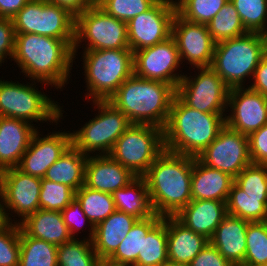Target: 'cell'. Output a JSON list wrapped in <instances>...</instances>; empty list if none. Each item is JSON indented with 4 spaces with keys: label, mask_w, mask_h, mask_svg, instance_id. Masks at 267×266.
I'll list each match as a JSON object with an SVG mask.
<instances>
[{
    "label": "cell",
    "mask_w": 267,
    "mask_h": 266,
    "mask_svg": "<svg viewBox=\"0 0 267 266\" xmlns=\"http://www.w3.org/2000/svg\"><path fill=\"white\" fill-rule=\"evenodd\" d=\"M87 158V155L71 144L60 158L47 169L43 178L67 185L76 192L84 185Z\"/></svg>",
    "instance_id": "obj_28"
},
{
    "label": "cell",
    "mask_w": 267,
    "mask_h": 266,
    "mask_svg": "<svg viewBox=\"0 0 267 266\" xmlns=\"http://www.w3.org/2000/svg\"><path fill=\"white\" fill-rule=\"evenodd\" d=\"M158 0H96V5L106 14L128 22L149 10Z\"/></svg>",
    "instance_id": "obj_42"
},
{
    "label": "cell",
    "mask_w": 267,
    "mask_h": 266,
    "mask_svg": "<svg viewBox=\"0 0 267 266\" xmlns=\"http://www.w3.org/2000/svg\"><path fill=\"white\" fill-rule=\"evenodd\" d=\"M196 158L202 164L235 178L252 163L248 136L225 125L217 138Z\"/></svg>",
    "instance_id": "obj_14"
},
{
    "label": "cell",
    "mask_w": 267,
    "mask_h": 266,
    "mask_svg": "<svg viewBox=\"0 0 267 266\" xmlns=\"http://www.w3.org/2000/svg\"><path fill=\"white\" fill-rule=\"evenodd\" d=\"M234 182L249 197L267 199V165L251 163L234 178Z\"/></svg>",
    "instance_id": "obj_40"
},
{
    "label": "cell",
    "mask_w": 267,
    "mask_h": 266,
    "mask_svg": "<svg viewBox=\"0 0 267 266\" xmlns=\"http://www.w3.org/2000/svg\"><path fill=\"white\" fill-rule=\"evenodd\" d=\"M75 197L82 205V210L95 227L114 211H116L113 196L83 185L75 192Z\"/></svg>",
    "instance_id": "obj_34"
},
{
    "label": "cell",
    "mask_w": 267,
    "mask_h": 266,
    "mask_svg": "<svg viewBox=\"0 0 267 266\" xmlns=\"http://www.w3.org/2000/svg\"><path fill=\"white\" fill-rule=\"evenodd\" d=\"M162 218L154 214L145 219H138L116 251L104 262L109 266H133L138 254H142L143 237Z\"/></svg>",
    "instance_id": "obj_29"
},
{
    "label": "cell",
    "mask_w": 267,
    "mask_h": 266,
    "mask_svg": "<svg viewBox=\"0 0 267 266\" xmlns=\"http://www.w3.org/2000/svg\"><path fill=\"white\" fill-rule=\"evenodd\" d=\"M30 0H0V17L12 19Z\"/></svg>",
    "instance_id": "obj_50"
},
{
    "label": "cell",
    "mask_w": 267,
    "mask_h": 266,
    "mask_svg": "<svg viewBox=\"0 0 267 266\" xmlns=\"http://www.w3.org/2000/svg\"><path fill=\"white\" fill-rule=\"evenodd\" d=\"M27 121L0 116V169L18 167L37 127Z\"/></svg>",
    "instance_id": "obj_21"
},
{
    "label": "cell",
    "mask_w": 267,
    "mask_h": 266,
    "mask_svg": "<svg viewBox=\"0 0 267 266\" xmlns=\"http://www.w3.org/2000/svg\"><path fill=\"white\" fill-rule=\"evenodd\" d=\"M183 62L180 60L176 42L172 36L165 41L133 52L134 75L143 79L158 80L175 89L182 74L174 73Z\"/></svg>",
    "instance_id": "obj_16"
},
{
    "label": "cell",
    "mask_w": 267,
    "mask_h": 266,
    "mask_svg": "<svg viewBox=\"0 0 267 266\" xmlns=\"http://www.w3.org/2000/svg\"><path fill=\"white\" fill-rule=\"evenodd\" d=\"M231 113L226 115V125L241 134L249 135L267 124V96L249 87L232 88L228 95Z\"/></svg>",
    "instance_id": "obj_18"
},
{
    "label": "cell",
    "mask_w": 267,
    "mask_h": 266,
    "mask_svg": "<svg viewBox=\"0 0 267 266\" xmlns=\"http://www.w3.org/2000/svg\"><path fill=\"white\" fill-rule=\"evenodd\" d=\"M229 0H175L176 13L192 23L208 25Z\"/></svg>",
    "instance_id": "obj_38"
},
{
    "label": "cell",
    "mask_w": 267,
    "mask_h": 266,
    "mask_svg": "<svg viewBox=\"0 0 267 266\" xmlns=\"http://www.w3.org/2000/svg\"><path fill=\"white\" fill-rule=\"evenodd\" d=\"M247 32L267 35V0H230Z\"/></svg>",
    "instance_id": "obj_39"
},
{
    "label": "cell",
    "mask_w": 267,
    "mask_h": 266,
    "mask_svg": "<svg viewBox=\"0 0 267 266\" xmlns=\"http://www.w3.org/2000/svg\"><path fill=\"white\" fill-rule=\"evenodd\" d=\"M13 221L0 226V266H19L20 225Z\"/></svg>",
    "instance_id": "obj_43"
},
{
    "label": "cell",
    "mask_w": 267,
    "mask_h": 266,
    "mask_svg": "<svg viewBox=\"0 0 267 266\" xmlns=\"http://www.w3.org/2000/svg\"><path fill=\"white\" fill-rule=\"evenodd\" d=\"M193 157L164 150L142 176L155 214L175 216L191 200Z\"/></svg>",
    "instance_id": "obj_2"
},
{
    "label": "cell",
    "mask_w": 267,
    "mask_h": 266,
    "mask_svg": "<svg viewBox=\"0 0 267 266\" xmlns=\"http://www.w3.org/2000/svg\"><path fill=\"white\" fill-rule=\"evenodd\" d=\"M57 249L52 243L29 237L20 228L19 266H58Z\"/></svg>",
    "instance_id": "obj_33"
},
{
    "label": "cell",
    "mask_w": 267,
    "mask_h": 266,
    "mask_svg": "<svg viewBox=\"0 0 267 266\" xmlns=\"http://www.w3.org/2000/svg\"><path fill=\"white\" fill-rule=\"evenodd\" d=\"M267 52V35L247 32L217 42L211 68L230 88L243 87L246 77L254 75L260 59Z\"/></svg>",
    "instance_id": "obj_5"
},
{
    "label": "cell",
    "mask_w": 267,
    "mask_h": 266,
    "mask_svg": "<svg viewBox=\"0 0 267 266\" xmlns=\"http://www.w3.org/2000/svg\"><path fill=\"white\" fill-rule=\"evenodd\" d=\"M225 113L200 112L175 95L163 129L165 149L196 158L226 125Z\"/></svg>",
    "instance_id": "obj_3"
},
{
    "label": "cell",
    "mask_w": 267,
    "mask_h": 266,
    "mask_svg": "<svg viewBox=\"0 0 267 266\" xmlns=\"http://www.w3.org/2000/svg\"><path fill=\"white\" fill-rule=\"evenodd\" d=\"M75 198V191L64 184L41 178L39 208L43 210L62 211Z\"/></svg>",
    "instance_id": "obj_41"
},
{
    "label": "cell",
    "mask_w": 267,
    "mask_h": 266,
    "mask_svg": "<svg viewBox=\"0 0 267 266\" xmlns=\"http://www.w3.org/2000/svg\"><path fill=\"white\" fill-rule=\"evenodd\" d=\"M209 243V239L186 228L174 216H167L168 260L190 264L195 256Z\"/></svg>",
    "instance_id": "obj_26"
},
{
    "label": "cell",
    "mask_w": 267,
    "mask_h": 266,
    "mask_svg": "<svg viewBox=\"0 0 267 266\" xmlns=\"http://www.w3.org/2000/svg\"><path fill=\"white\" fill-rule=\"evenodd\" d=\"M1 175H2V170L0 169V193H1Z\"/></svg>",
    "instance_id": "obj_53"
},
{
    "label": "cell",
    "mask_w": 267,
    "mask_h": 266,
    "mask_svg": "<svg viewBox=\"0 0 267 266\" xmlns=\"http://www.w3.org/2000/svg\"><path fill=\"white\" fill-rule=\"evenodd\" d=\"M209 33L217 43L247 33L239 14L229 0L207 25Z\"/></svg>",
    "instance_id": "obj_36"
},
{
    "label": "cell",
    "mask_w": 267,
    "mask_h": 266,
    "mask_svg": "<svg viewBox=\"0 0 267 266\" xmlns=\"http://www.w3.org/2000/svg\"><path fill=\"white\" fill-rule=\"evenodd\" d=\"M136 176L109 155H89L85 165L84 185L113 194L127 186Z\"/></svg>",
    "instance_id": "obj_20"
},
{
    "label": "cell",
    "mask_w": 267,
    "mask_h": 266,
    "mask_svg": "<svg viewBox=\"0 0 267 266\" xmlns=\"http://www.w3.org/2000/svg\"><path fill=\"white\" fill-rule=\"evenodd\" d=\"M190 266H234L209 242L190 262Z\"/></svg>",
    "instance_id": "obj_47"
},
{
    "label": "cell",
    "mask_w": 267,
    "mask_h": 266,
    "mask_svg": "<svg viewBox=\"0 0 267 266\" xmlns=\"http://www.w3.org/2000/svg\"><path fill=\"white\" fill-rule=\"evenodd\" d=\"M82 55L87 83L85 97L88 100H109L124 81L134 74L133 51L130 48L84 50Z\"/></svg>",
    "instance_id": "obj_6"
},
{
    "label": "cell",
    "mask_w": 267,
    "mask_h": 266,
    "mask_svg": "<svg viewBox=\"0 0 267 266\" xmlns=\"http://www.w3.org/2000/svg\"><path fill=\"white\" fill-rule=\"evenodd\" d=\"M5 223V219L2 212V202H1V193H0V226Z\"/></svg>",
    "instance_id": "obj_51"
},
{
    "label": "cell",
    "mask_w": 267,
    "mask_h": 266,
    "mask_svg": "<svg viewBox=\"0 0 267 266\" xmlns=\"http://www.w3.org/2000/svg\"><path fill=\"white\" fill-rule=\"evenodd\" d=\"M19 225L29 237L42 239L56 246L73 239L63 221L61 211L38 209Z\"/></svg>",
    "instance_id": "obj_27"
},
{
    "label": "cell",
    "mask_w": 267,
    "mask_h": 266,
    "mask_svg": "<svg viewBox=\"0 0 267 266\" xmlns=\"http://www.w3.org/2000/svg\"><path fill=\"white\" fill-rule=\"evenodd\" d=\"M41 178L23 173L16 168L2 171L1 202L6 223H12L10 209L20 218L18 224L39 208ZM7 210V211H6ZM11 220V221H10Z\"/></svg>",
    "instance_id": "obj_15"
},
{
    "label": "cell",
    "mask_w": 267,
    "mask_h": 266,
    "mask_svg": "<svg viewBox=\"0 0 267 266\" xmlns=\"http://www.w3.org/2000/svg\"><path fill=\"white\" fill-rule=\"evenodd\" d=\"M15 31L11 19L0 17V66L5 58H13Z\"/></svg>",
    "instance_id": "obj_46"
},
{
    "label": "cell",
    "mask_w": 267,
    "mask_h": 266,
    "mask_svg": "<svg viewBox=\"0 0 267 266\" xmlns=\"http://www.w3.org/2000/svg\"><path fill=\"white\" fill-rule=\"evenodd\" d=\"M83 41H88L84 50L127 49V22L106 14L95 4L76 18L74 58Z\"/></svg>",
    "instance_id": "obj_10"
},
{
    "label": "cell",
    "mask_w": 267,
    "mask_h": 266,
    "mask_svg": "<svg viewBox=\"0 0 267 266\" xmlns=\"http://www.w3.org/2000/svg\"><path fill=\"white\" fill-rule=\"evenodd\" d=\"M137 220L132 215L116 210L94 227L92 245L102 262L116 251Z\"/></svg>",
    "instance_id": "obj_24"
},
{
    "label": "cell",
    "mask_w": 267,
    "mask_h": 266,
    "mask_svg": "<svg viewBox=\"0 0 267 266\" xmlns=\"http://www.w3.org/2000/svg\"><path fill=\"white\" fill-rule=\"evenodd\" d=\"M174 0H158L149 10L127 22L129 48L135 52L165 41L171 36Z\"/></svg>",
    "instance_id": "obj_13"
},
{
    "label": "cell",
    "mask_w": 267,
    "mask_h": 266,
    "mask_svg": "<svg viewBox=\"0 0 267 266\" xmlns=\"http://www.w3.org/2000/svg\"><path fill=\"white\" fill-rule=\"evenodd\" d=\"M33 85V82L29 85L0 79V116L24 120L30 124L33 121H50L57 125L59 119H63L64 110Z\"/></svg>",
    "instance_id": "obj_8"
},
{
    "label": "cell",
    "mask_w": 267,
    "mask_h": 266,
    "mask_svg": "<svg viewBox=\"0 0 267 266\" xmlns=\"http://www.w3.org/2000/svg\"><path fill=\"white\" fill-rule=\"evenodd\" d=\"M248 145L251 162L267 165V124L248 135Z\"/></svg>",
    "instance_id": "obj_45"
},
{
    "label": "cell",
    "mask_w": 267,
    "mask_h": 266,
    "mask_svg": "<svg viewBox=\"0 0 267 266\" xmlns=\"http://www.w3.org/2000/svg\"><path fill=\"white\" fill-rule=\"evenodd\" d=\"M227 214L248 222L267 221V199L249 197L235 182L226 201Z\"/></svg>",
    "instance_id": "obj_32"
},
{
    "label": "cell",
    "mask_w": 267,
    "mask_h": 266,
    "mask_svg": "<svg viewBox=\"0 0 267 266\" xmlns=\"http://www.w3.org/2000/svg\"><path fill=\"white\" fill-rule=\"evenodd\" d=\"M168 261L167 216H164L143 237L142 254H138L133 266H164Z\"/></svg>",
    "instance_id": "obj_31"
},
{
    "label": "cell",
    "mask_w": 267,
    "mask_h": 266,
    "mask_svg": "<svg viewBox=\"0 0 267 266\" xmlns=\"http://www.w3.org/2000/svg\"><path fill=\"white\" fill-rule=\"evenodd\" d=\"M248 221L227 215L209 242L234 266H243Z\"/></svg>",
    "instance_id": "obj_23"
},
{
    "label": "cell",
    "mask_w": 267,
    "mask_h": 266,
    "mask_svg": "<svg viewBox=\"0 0 267 266\" xmlns=\"http://www.w3.org/2000/svg\"><path fill=\"white\" fill-rule=\"evenodd\" d=\"M164 266H190L189 264H180V263H175L168 261Z\"/></svg>",
    "instance_id": "obj_52"
},
{
    "label": "cell",
    "mask_w": 267,
    "mask_h": 266,
    "mask_svg": "<svg viewBox=\"0 0 267 266\" xmlns=\"http://www.w3.org/2000/svg\"><path fill=\"white\" fill-rule=\"evenodd\" d=\"M11 20L15 33L75 39L76 18L46 0H30Z\"/></svg>",
    "instance_id": "obj_11"
},
{
    "label": "cell",
    "mask_w": 267,
    "mask_h": 266,
    "mask_svg": "<svg viewBox=\"0 0 267 266\" xmlns=\"http://www.w3.org/2000/svg\"><path fill=\"white\" fill-rule=\"evenodd\" d=\"M48 3L62 7L77 18L85 10L96 4V0H46Z\"/></svg>",
    "instance_id": "obj_48"
},
{
    "label": "cell",
    "mask_w": 267,
    "mask_h": 266,
    "mask_svg": "<svg viewBox=\"0 0 267 266\" xmlns=\"http://www.w3.org/2000/svg\"><path fill=\"white\" fill-rule=\"evenodd\" d=\"M254 83L249 86L250 89L267 96V52L260 59L253 75Z\"/></svg>",
    "instance_id": "obj_49"
},
{
    "label": "cell",
    "mask_w": 267,
    "mask_h": 266,
    "mask_svg": "<svg viewBox=\"0 0 267 266\" xmlns=\"http://www.w3.org/2000/svg\"><path fill=\"white\" fill-rule=\"evenodd\" d=\"M171 36L176 42L181 62L188 60L195 68L211 66L216 42L207 25L188 22L176 13Z\"/></svg>",
    "instance_id": "obj_17"
},
{
    "label": "cell",
    "mask_w": 267,
    "mask_h": 266,
    "mask_svg": "<svg viewBox=\"0 0 267 266\" xmlns=\"http://www.w3.org/2000/svg\"><path fill=\"white\" fill-rule=\"evenodd\" d=\"M61 214L73 239H75V234L82 228V225L85 224V222H88V227L90 226L91 229L88 228L90 233L87 240L92 241L94 236V226L90 223V220L83 212L82 205L76 197L65 209L61 211Z\"/></svg>",
    "instance_id": "obj_44"
},
{
    "label": "cell",
    "mask_w": 267,
    "mask_h": 266,
    "mask_svg": "<svg viewBox=\"0 0 267 266\" xmlns=\"http://www.w3.org/2000/svg\"><path fill=\"white\" fill-rule=\"evenodd\" d=\"M234 178L228 173L210 168L193 157L191 177L192 200H218L226 202Z\"/></svg>",
    "instance_id": "obj_25"
},
{
    "label": "cell",
    "mask_w": 267,
    "mask_h": 266,
    "mask_svg": "<svg viewBox=\"0 0 267 266\" xmlns=\"http://www.w3.org/2000/svg\"><path fill=\"white\" fill-rule=\"evenodd\" d=\"M243 266H267V221L248 223Z\"/></svg>",
    "instance_id": "obj_37"
},
{
    "label": "cell",
    "mask_w": 267,
    "mask_h": 266,
    "mask_svg": "<svg viewBox=\"0 0 267 266\" xmlns=\"http://www.w3.org/2000/svg\"><path fill=\"white\" fill-rule=\"evenodd\" d=\"M164 150L162 128L131 124L117 139L108 155L136 177H142Z\"/></svg>",
    "instance_id": "obj_7"
},
{
    "label": "cell",
    "mask_w": 267,
    "mask_h": 266,
    "mask_svg": "<svg viewBox=\"0 0 267 266\" xmlns=\"http://www.w3.org/2000/svg\"><path fill=\"white\" fill-rule=\"evenodd\" d=\"M75 39H56L33 33H15L13 59L35 84L61 89L70 78ZM37 81V83L35 82Z\"/></svg>",
    "instance_id": "obj_1"
},
{
    "label": "cell",
    "mask_w": 267,
    "mask_h": 266,
    "mask_svg": "<svg viewBox=\"0 0 267 266\" xmlns=\"http://www.w3.org/2000/svg\"><path fill=\"white\" fill-rule=\"evenodd\" d=\"M115 208L138 219L153 216V211L146 181L136 177L127 186L116 190L113 194Z\"/></svg>",
    "instance_id": "obj_30"
},
{
    "label": "cell",
    "mask_w": 267,
    "mask_h": 266,
    "mask_svg": "<svg viewBox=\"0 0 267 266\" xmlns=\"http://www.w3.org/2000/svg\"><path fill=\"white\" fill-rule=\"evenodd\" d=\"M72 239L58 246V266H100L103 262L93 249L92 241Z\"/></svg>",
    "instance_id": "obj_35"
},
{
    "label": "cell",
    "mask_w": 267,
    "mask_h": 266,
    "mask_svg": "<svg viewBox=\"0 0 267 266\" xmlns=\"http://www.w3.org/2000/svg\"><path fill=\"white\" fill-rule=\"evenodd\" d=\"M100 266H109V265H107V264H105V263L103 262Z\"/></svg>",
    "instance_id": "obj_54"
},
{
    "label": "cell",
    "mask_w": 267,
    "mask_h": 266,
    "mask_svg": "<svg viewBox=\"0 0 267 266\" xmlns=\"http://www.w3.org/2000/svg\"><path fill=\"white\" fill-rule=\"evenodd\" d=\"M51 132L40 137L37 130L30 141L29 147L22 155L18 169L23 173L43 178L50 168L72 144V133Z\"/></svg>",
    "instance_id": "obj_19"
},
{
    "label": "cell",
    "mask_w": 267,
    "mask_h": 266,
    "mask_svg": "<svg viewBox=\"0 0 267 266\" xmlns=\"http://www.w3.org/2000/svg\"><path fill=\"white\" fill-rule=\"evenodd\" d=\"M94 106L98 114L90 119L78 131L72 132V144L83 154L98 152L108 155L117 139L132 124L127 116L108 100H95Z\"/></svg>",
    "instance_id": "obj_9"
},
{
    "label": "cell",
    "mask_w": 267,
    "mask_h": 266,
    "mask_svg": "<svg viewBox=\"0 0 267 266\" xmlns=\"http://www.w3.org/2000/svg\"><path fill=\"white\" fill-rule=\"evenodd\" d=\"M198 75H184L176 95L189 107L200 112L224 113L228 109L230 88L211 67L197 68ZM192 78H191V77Z\"/></svg>",
    "instance_id": "obj_12"
},
{
    "label": "cell",
    "mask_w": 267,
    "mask_h": 266,
    "mask_svg": "<svg viewBox=\"0 0 267 266\" xmlns=\"http://www.w3.org/2000/svg\"><path fill=\"white\" fill-rule=\"evenodd\" d=\"M227 215L226 202L191 200L174 217L186 228L210 240Z\"/></svg>",
    "instance_id": "obj_22"
},
{
    "label": "cell",
    "mask_w": 267,
    "mask_h": 266,
    "mask_svg": "<svg viewBox=\"0 0 267 266\" xmlns=\"http://www.w3.org/2000/svg\"><path fill=\"white\" fill-rule=\"evenodd\" d=\"M176 95L165 82L130 76L108 100L132 124H148L164 129Z\"/></svg>",
    "instance_id": "obj_4"
}]
</instances>
